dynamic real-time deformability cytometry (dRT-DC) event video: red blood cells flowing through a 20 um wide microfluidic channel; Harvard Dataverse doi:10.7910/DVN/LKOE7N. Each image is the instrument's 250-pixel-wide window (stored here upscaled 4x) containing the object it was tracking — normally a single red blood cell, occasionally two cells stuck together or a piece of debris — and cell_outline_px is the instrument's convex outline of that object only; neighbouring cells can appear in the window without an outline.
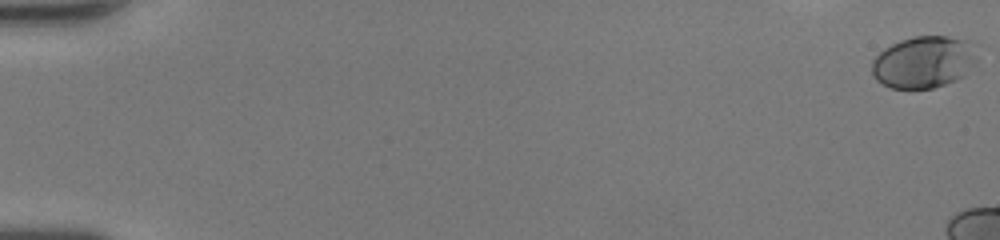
{"species": "human", "species_latin": "Homo sapiens", "temperature_condition": "room temperature", "stored_images_in_passage": 10, "camera_frame_rate_fps": 3000, "um_per_image_px": 0.085, "donor": {"sex": "female"}, "frame": {"image": 1, "passage_image": 1, "time_ms": 0.0, "image_size_px": [1000, 240], "cell_outline_px": [[976, 60], [964, 76], [956, 80], [932, 88], [892, 88], [876, 80], [872, 76], [872, 60], [884, 48], [900, 40], [912, 36], [948, 36], [968, 40]], "centroid_in_image_um": [78.47, 5.27], "position_along_channel_um": 6.5, "area_um2": 31.56}}